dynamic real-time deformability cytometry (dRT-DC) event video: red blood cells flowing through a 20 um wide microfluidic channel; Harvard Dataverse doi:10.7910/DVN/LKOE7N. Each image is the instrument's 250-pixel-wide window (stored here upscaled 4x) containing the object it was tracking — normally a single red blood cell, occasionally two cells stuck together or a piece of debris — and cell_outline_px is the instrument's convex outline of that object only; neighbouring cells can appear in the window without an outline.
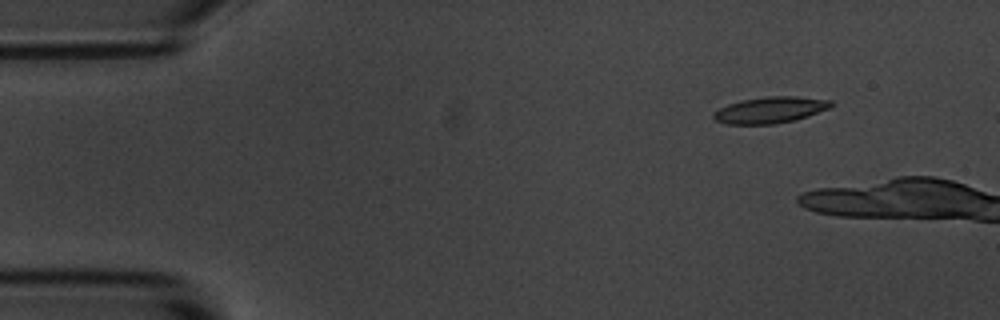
{"species": "common noctule bat (a hibernating species)", "species_latin": "Nyctalus noctula", "temperature_condition": "room temperature", "stored_images_in_passage": 10, "camera_frame_rate_fps": 3000, "um_per_image_px": 0.085, "animal": {"sex": "male", "body_mass_g": 20.1, "forearm_length_mm": 53.5}, "frame": {"image": 1, "passage_image": 6, "time_ms": 1.667, "image_size_px": [1000, 320], "cell_outline_px": [[836, 104], [832, 108], [796, 120], [776, 124], [728, 124], [716, 120], [712, 116], [712, 112], [728, 104], [740, 100], [768, 96], [796, 96], [832, 100]], "centroid_in_image_um": [65.53, 9.34], "position_along_channel_um": 19.5, "area_um2": 18.32}}